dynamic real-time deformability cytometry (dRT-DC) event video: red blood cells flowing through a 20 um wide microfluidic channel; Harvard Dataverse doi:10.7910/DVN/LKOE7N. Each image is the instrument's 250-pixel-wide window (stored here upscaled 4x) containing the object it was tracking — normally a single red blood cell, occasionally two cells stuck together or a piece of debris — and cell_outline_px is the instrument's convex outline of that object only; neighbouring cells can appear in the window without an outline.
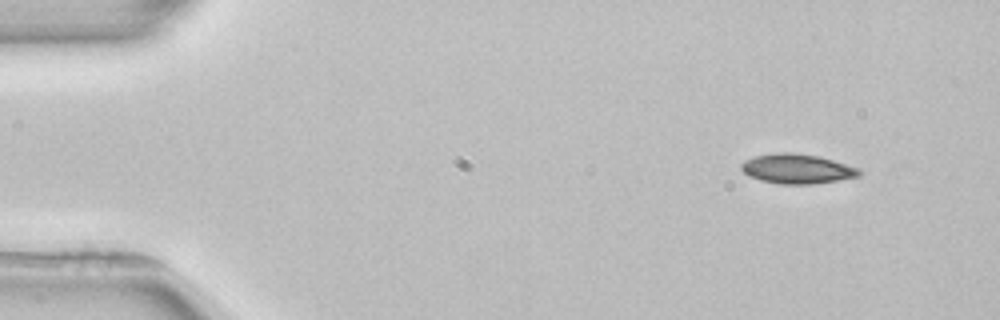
{"species": "common noctule bat (a hibernating species)", "species_latin": "Nyctalus noctula", "temperature_condition": "room temperature", "stored_images_in_passage": 2, "camera_frame_rate_fps": 3000, "um_per_image_px": 0.085, "animal": {"sex": "female", "body_mass_g": 22.7, "forearm_length_mm": 54.2}, "frame": {"image": 1, "passage_image": 1, "time_ms": 0.0, "image_size_px": [1000, 320], "cell_outline_px": [[864, 172], [860, 176], [812, 184], [780, 184], [760, 180], [748, 176], [740, 168], [740, 164], [744, 160], [756, 156], [776, 152], [792, 152], [820, 156], [860, 168]], "centroid_in_image_um": [67.76, 14.34], "position_along_channel_um": 17.2, "area_um2": 20.58}}